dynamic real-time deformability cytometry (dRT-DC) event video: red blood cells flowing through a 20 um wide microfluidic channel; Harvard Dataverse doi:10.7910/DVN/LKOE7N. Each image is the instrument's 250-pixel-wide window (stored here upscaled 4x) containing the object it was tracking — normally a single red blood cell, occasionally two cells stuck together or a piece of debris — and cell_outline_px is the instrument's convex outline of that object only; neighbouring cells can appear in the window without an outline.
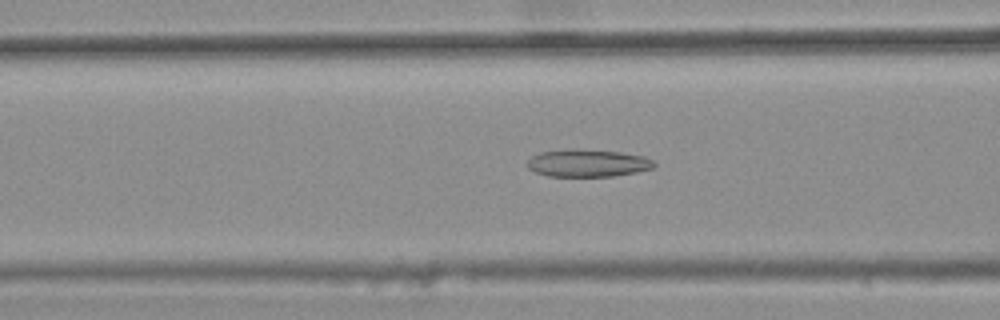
{"species": "common noctule bat (a hibernating species)", "species_latin": "Nyctalus noctula", "temperature_condition": "warm", "stored_images_in_passage": 46, "camera_frame_rate_fps": 3000, "um_per_image_px": 0.085, "animal": {"sex": "female", "body_mass_g": 25.1}, "frame": {"image": 1, "passage_image": 21, "time_ms": 6.667, "image_size_px": [1000, 320], "cell_outline_px": [[656, 164], [652, 168], [636, 172], [612, 176], [548, 176], [536, 172], [528, 168], [528, 160], [532, 156], [540, 152], [572, 148], [576, 148], [620, 152], [644, 156], [652, 160]], "centroid_in_image_um": [49.94, 13.85], "position_along_channel_um": 116.7, "area_um2": 20.29}}
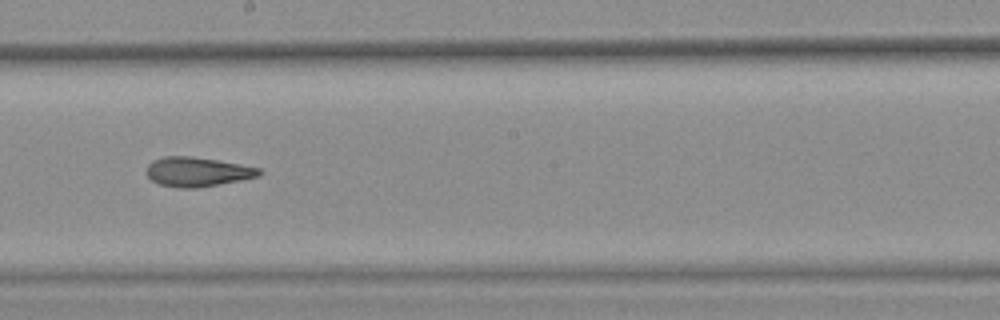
{"frame": {"image": 2, "passage_image": 30, "time_ms": 9.667, "image_size_px": [1000, 320], "cell_outline_px": [[264, 172], [260, 176], [240, 180], [196, 188], [180, 188], [160, 184], [152, 180], [144, 172], [148, 164], [152, 160], [164, 156], [192, 156], [240, 164], [260, 168]], "centroid_in_image_um": [16.76, 14.59], "position_along_channel_um": 231.4, "area_um2": 19.36}}
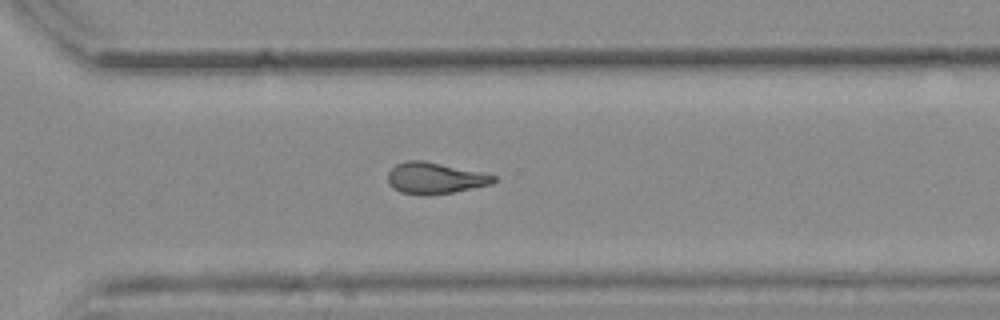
{"frame": {"image": 3, "passage_image": 38, "time_ms": 12.333, "image_size_px": [1000, 320], "cell_outline_px": [[496, 180], [492, 184], [452, 192], [424, 196], [420, 196], [400, 192], [388, 180], [388, 172], [396, 164], [408, 160], [424, 160], [496, 176]], "centroid_in_image_um": [36.95, 15.15], "position_along_channel_um": 333.7, "area_um2": 19.02}, "authors_computed_cell_mechanics": {"area_um2": 19.941, "velocity_mm_per_s": 3.8314, "shape_relaxation_time_tau1_ms": null, "shape_relaxation_time_tau2_ms": 3.9099, "deformation_change_tau1": null, "deformation_change_tau2": 0.1308}}